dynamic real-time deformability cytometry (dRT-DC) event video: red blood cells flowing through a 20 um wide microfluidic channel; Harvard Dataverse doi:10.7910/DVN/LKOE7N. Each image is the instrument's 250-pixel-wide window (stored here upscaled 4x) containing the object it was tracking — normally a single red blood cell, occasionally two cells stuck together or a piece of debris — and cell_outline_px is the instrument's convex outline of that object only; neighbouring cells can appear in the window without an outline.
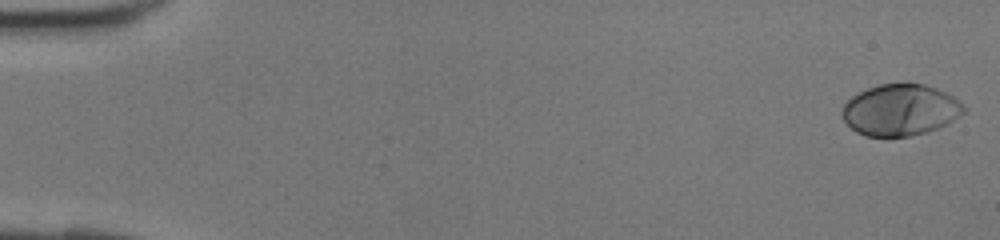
{"species": "human", "species_latin": "Homo sapiens", "temperature_condition": "room temperature", "stored_images_in_passage": 42, "camera_frame_rate_fps": 3000, "um_per_image_px": 0.085, "donor": {"sex": "female"}, "frame": {"image": 1, "passage_image": 1, "time_ms": 0.0, "image_size_px": [1000, 240], "cell_outline_px": [[968, 108], [964, 112], [952, 120], [928, 132], [908, 136], [864, 136], [856, 132], [844, 120], [840, 112], [844, 104], [852, 96], [868, 88], [880, 84], [924, 84], [936, 88], [952, 96]], "centroid_in_image_um": [76.51, 9.35], "position_along_channel_um": 8.5, "area_um2": 36.13}}
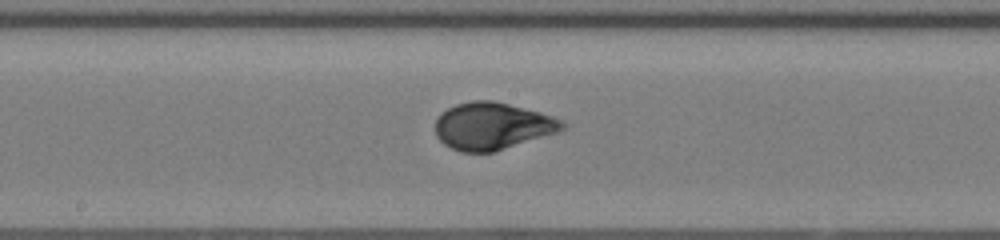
{"frame": {"image": 2, "passage_image": 23, "time_ms": 7.333, "image_size_px": [1000, 240], "cell_outline_px": [[568, 128], [556, 132], [492, 152], [460, 152], [444, 144], [436, 136], [436, 120], [440, 112], [456, 104], [472, 100], [492, 100], [540, 112], [552, 116], [568, 124]], "centroid_in_image_um": [41.83, 10.7], "position_along_channel_um": 206.4, "area_um2": 34.68}}
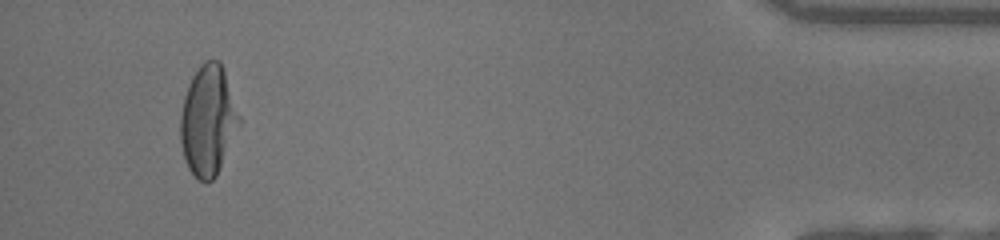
{"frame": {"image": 3, "passage_image": 40, "time_ms": 13.0, "image_size_px": [1000, 240], "cell_outline_px": [[240, 124], [216, 176], [212, 180], [204, 184], [196, 180], [188, 168], [184, 156], [180, 140], [180, 116], [184, 96], [188, 84], [192, 76], [200, 64], [204, 60], [220, 60], [240, 116]], "centroid_in_image_um": [17.66, 10.26], "position_along_channel_um": 417.5, "area_um2": 37.74}}